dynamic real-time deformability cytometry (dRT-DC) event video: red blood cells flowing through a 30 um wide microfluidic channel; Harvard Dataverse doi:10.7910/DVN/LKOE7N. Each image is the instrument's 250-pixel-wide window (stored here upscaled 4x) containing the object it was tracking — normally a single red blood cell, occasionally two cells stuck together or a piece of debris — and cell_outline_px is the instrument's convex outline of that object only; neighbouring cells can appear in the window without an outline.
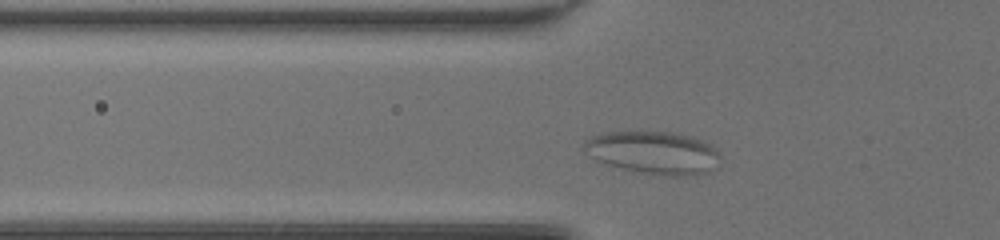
{"species": "common noctule bat (a hibernating species)", "species_latin": "Nyctalus noctula", "temperature_condition": "room temperature", "stored_images_in_passage": 34, "camera_frame_rate_fps": 3000, "um_per_image_px": 0.085, "animal": {"sex": "female", "body_mass_g": 20.0, "forearm_length_mm": 54.0}, "frame": {"image": 1, "passage_image": 5, "time_ms": 1.333, "image_size_px": [1000, 240], "cell_outline_px": [[720, 156], [708, 172], [696, 176], [664, 176], [632, 172], [596, 160], [584, 148], [584, 144], [592, 136], [600, 132], [672, 132], [692, 136], [708, 144]], "centroid_in_image_um": [55.52, 12.99], "position_along_channel_um": 70.3, "area_um2": 33.7}}
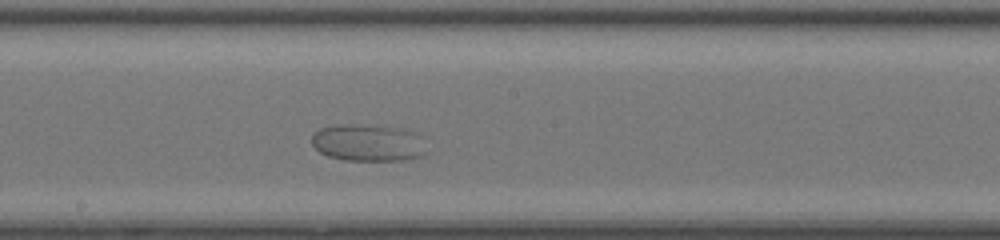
{"frame": {"image": 2, "passage_image": 16, "time_ms": 5.0, "image_size_px": [1000, 240], "cell_outline_px": [[428, 152], [424, 156], [404, 160], [344, 160], [328, 156], [320, 152], [312, 144], [312, 136], [320, 128], [340, 124], [352, 124], [404, 128], [420, 132]], "centroid_in_image_um": [31.37, 12.13], "position_along_channel_um": 216.8, "area_um2": 25.2}}
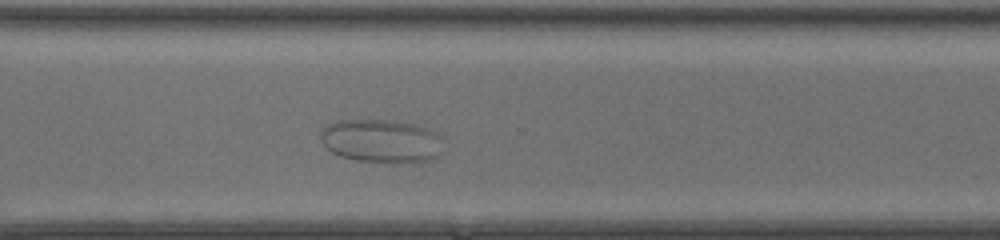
{"frame": {"image": 3, "passage_image": 25, "time_ms": 8.0, "image_size_px": [1000, 240], "cell_outline_px": [[440, 136], [436, 156], [428, 160], [412, 164], [392, 164], [356, 160], [340, 156], [332, 152], [320, 140], [320, 132], [332, 120], [396, 120], [428, 128], [436, 132]], "centroid_in_image_um": [32.36, 11.99], "position_along_channel_um": 338.2, "area_um2": 31.27}}